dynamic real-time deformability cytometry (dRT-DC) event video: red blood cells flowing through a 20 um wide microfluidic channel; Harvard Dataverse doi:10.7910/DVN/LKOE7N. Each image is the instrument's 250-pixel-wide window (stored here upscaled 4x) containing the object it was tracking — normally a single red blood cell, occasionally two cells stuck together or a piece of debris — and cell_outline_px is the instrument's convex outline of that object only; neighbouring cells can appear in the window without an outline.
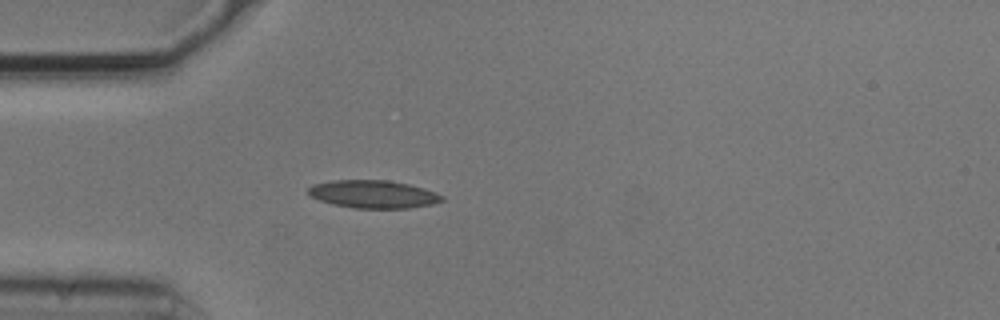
{"species": "common noctule bat (a hibernating species)", "species_latin": "Nyctalus noctula", "temperature_condition": "cold", "stored_images_in_passage": 5, "camera_frame_rate_fps": 3000, "um_per_image_px": 0.085, "animal": {"sex": "male", "body_mass_g": 20.5, "forearm_length_mm": 52.5}, "frame": {"image": 1, "passage_image": 5, "time_ms": 1.333, "image_size_px": [1000, 320], "cell_outline_px": [[444, 200], [432, 204], [408, 208], [352, 208], [332, 204], [320, 200], [312, 196], [308, 192], [308, 188], [312, 184], [332, 180], [388, 180], [408, 184], [424, 188], [436, 192], [444, 196]], "centroid_in_image_um": [31.74, 16.5], "position_along_channel_um": 53.3, "area_um2": 21.73}}